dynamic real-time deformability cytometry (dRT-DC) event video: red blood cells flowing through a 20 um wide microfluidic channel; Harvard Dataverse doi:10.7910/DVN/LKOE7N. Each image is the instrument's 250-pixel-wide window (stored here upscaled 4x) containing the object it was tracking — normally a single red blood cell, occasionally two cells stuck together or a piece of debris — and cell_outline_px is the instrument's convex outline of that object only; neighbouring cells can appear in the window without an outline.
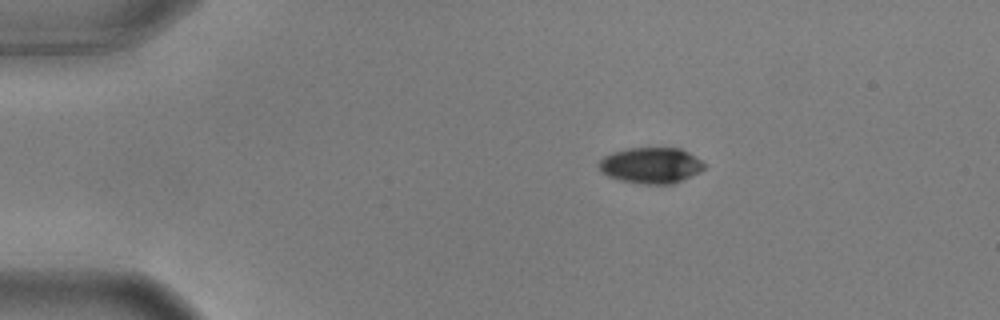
{"species": "common noctule bat (a hibernating species)", "species_latin": "Nyctalus noctula", "temperature_condition": "warm", "stored_images_in_passage": 47, "camera_frame_rate_fps": 3000, "um_per_image_px": 0.085, "animal": {"sex": "male", "body_mass_g": 17.9, "forearm_length_mm": 54.2}, "frame": {"image": 1, "passage_image": 1, "time_ms": 0.0, "image_size_px": [1000, 320], "cell_outline_px": [[708, 164], [700, 172], [672, 184], [644, 184], [620, 180], [608, 176], [596, 164], [604, 156], [612, 152], [628, 148], [680, 148], [696, 156]], "centroid_in_image_um": [55.36, 14.05], "position_along_channel_um": 29.6, "area_um2": 22.14}}
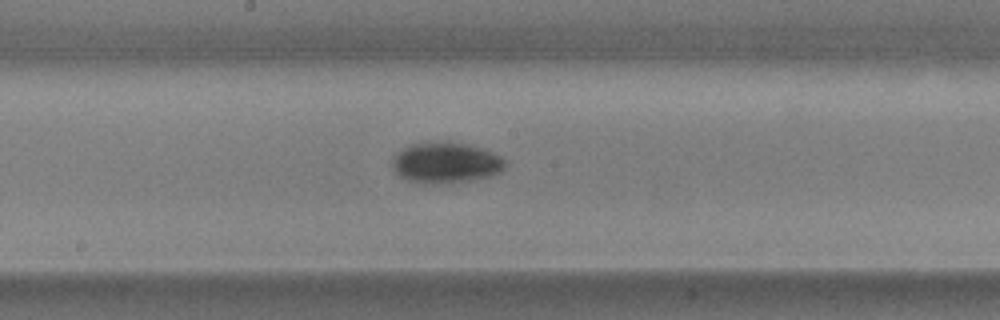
{"frame": {"image": 2, "passage_image": 21, "time_ms": 6.667, "image_size_px": [1000, 320], "cell_outline_px": [[508, 164], [500, 172], [492, 176], [472, 180], [444, 184], [428, 184], [408, 180], [400, 176], [392, 168], [392, 156], [408, 144], [440, 140], [444, 140], [484, 148], [500, 156]], "centroid_in_image_um": [37.88, 13.82], "position_along_channel_um": 210.3, "area_um2": 27.46}}
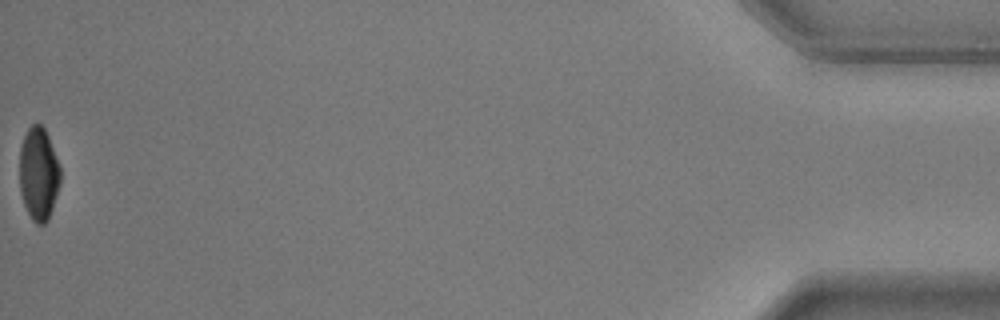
{"frame": {"image": 3, "passage_image": 47, "time_ms": 15.333, "image_size_px": [1000, 320], "cell_outline_px": [[60, 184], [48, 220], [44, 224], [36, 224], [32, 220], [24, 204], [20, 192], [20, 148], [24, 136], [28, 128], [32, 124], [40, 124], [44, 128], [48, 136], [60, 168]], "centroid_in_image_um": [3.28, 14.79], "position_along_channel_um": 431.9, "area_um2": 21.91}, "authors_computed_cell_mechanics": {"area_um2": 24.7962, "velocity_mm_per_s": 3.6327, "shape_relaxation_time_tau1_ms": 2.6572, "shape_relaxation_time_tau2_ms": null, "deformation_change_tau1": 0.149, "deformation_change_tau2": null}}